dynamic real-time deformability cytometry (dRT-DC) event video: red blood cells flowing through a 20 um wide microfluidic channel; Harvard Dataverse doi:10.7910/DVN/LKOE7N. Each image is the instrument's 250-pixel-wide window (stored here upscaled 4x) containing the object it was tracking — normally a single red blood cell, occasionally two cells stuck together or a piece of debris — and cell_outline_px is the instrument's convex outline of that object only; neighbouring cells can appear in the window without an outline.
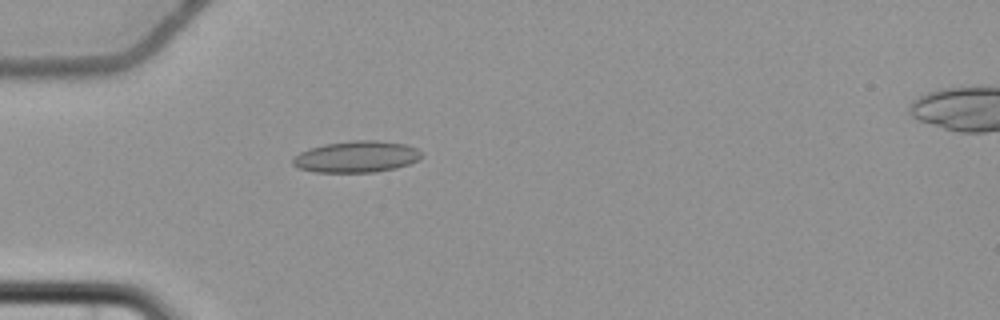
{"species": "common noctule bat (a hibernating species)", "species_latin": "Nyctalus noctula", "temperature_condition": "cold", "stored_images_in_passage": 6, "camera_frame_rate_fps": 3000, "um_per_image_px": 0.085, "animal": {"sex": "female", "body_mass_g": 22.7, "forearm_length_mm": 54.2}, "frame": {"image": 1, "passage_image": 5, "time_ms": 5.333, "image_size_px": [1000, 320], "cell_outline_px": [[424, 156], [408, 164], [396, 168], [376, 172], [316, 172], [300, 168], [292, 164], [292, 160], [300, 152], [308, 148], [324, 144], [352, 140], [376, 140], [404, 144], [416, 148]], "centroid_in_image_um": [30.3, 13.32], "position_along_channel_um": 54.7, "area_um2": 23.52}}